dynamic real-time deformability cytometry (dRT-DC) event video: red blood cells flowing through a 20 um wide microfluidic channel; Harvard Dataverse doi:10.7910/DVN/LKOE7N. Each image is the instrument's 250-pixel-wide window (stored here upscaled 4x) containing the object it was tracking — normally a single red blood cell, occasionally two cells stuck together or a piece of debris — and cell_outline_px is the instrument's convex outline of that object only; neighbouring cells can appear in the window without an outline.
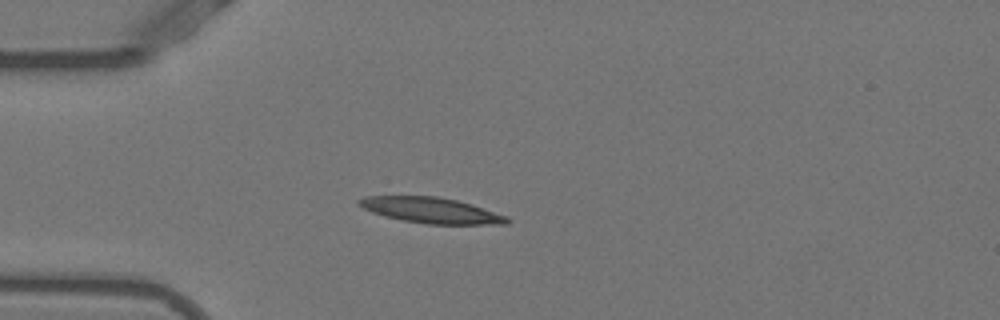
{"species": "Egyptian fruit bat (a non-hibernating species)", "species_latin": "Rousettus aegyptiacus", "temperature_condition": "warm", "stored_images_in_passage": 39, "camera_frame_rate_fps": 3000, "um_per_image_px": 0.085, "animal": {"sex": "female"}, "frame": {"image": 1, "passage_image": 1, "time_ms": 0.0, "image_size_px": [1000, 320], "cell_outline_px": [[512, 220], [508, 224], [428, 224], [400, 220], [384, 216], [372, 212], [356, 204], [356, 200], [364, 196], [436, 196], [456, 200], [472, 204], [508, 216]], "centroid_in_image_um": [36.65, 17.87], "position_along_channel_um": 48.4, "area_um2": 22.31}}
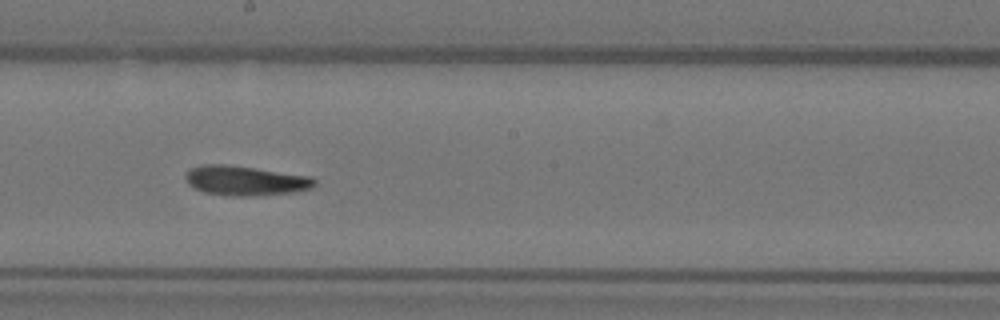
{"frame": {"image": 2, "passage_image": 16, "time_ms": 5.0, "image_size_px": [1000, 320], "cell_outline_px": [[316, 184], [312, 188], [292, 192], [252, 196], [232, 196], [204, 192], [188, 184], [184, 176], [188, 168], [204, 164], [224, 164], [256, 168], [312, 176], [316, 180]], "centroid_in_image_um": [20.85, 15.34], "position_along_channel_um": 227.4, "area_um2": 22.43}}
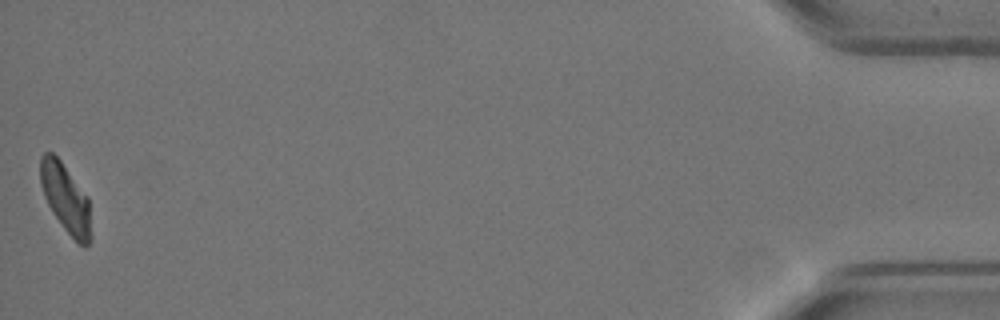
{"frame": {"image": 3, "passage_image": 39, "time_ms": 12.667, "image_size_px": [1000, 320], "cell_outline_px": [[92, 236], [88, 244], [84, 248], [64, 228], [52, 212], [44, 196], [40, 184], [40, 156], [44, 152], [52, 152], [60, 160], [88, 196]], "centroid_in_image_um": [5.58, 16.84], "position_along_channel_um": 429.6, "area_um2": 20.29}, "authors_computed_cell_mechanics": {"area_um2": 21.5016, "velocity_mm_per_s": 3.8658, "shape_relaxation_time_tau1_ms": null, "shape_relaxation_time_tau2_ms": 5.7545, "deformation_change_tau1": null, "deformation_change_tau2": 0.1505}}